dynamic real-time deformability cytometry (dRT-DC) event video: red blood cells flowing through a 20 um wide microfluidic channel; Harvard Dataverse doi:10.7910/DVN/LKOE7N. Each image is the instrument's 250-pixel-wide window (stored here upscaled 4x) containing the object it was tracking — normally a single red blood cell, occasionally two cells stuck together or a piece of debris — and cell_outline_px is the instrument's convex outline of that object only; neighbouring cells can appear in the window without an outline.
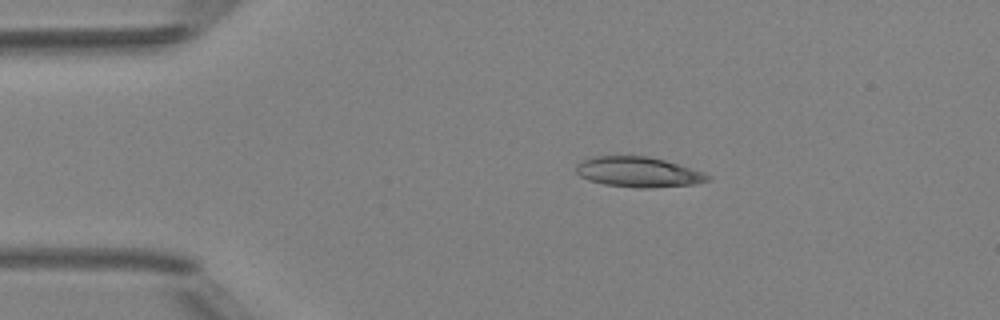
{"species": "Egyptian fruit bat (a non-hibernating species)", "species_latin": "Rousettus aegyptiacus", "temperature_condition": "room temperature", "stored_images_in_passage": 4, "camera_frame_rate_fps": 3000, "um_per_image_px": 0.085, "animal": {"sex": "female"}, "frame": {"image": 1, "passage_image": 2, "time_ms": 1.0, "image_size_px": [1000, 320], "cell_outline_px": [[712, 180], [696, 184], [652, 188], [636, 188], [604, 184], [588, 180], [580, 176], [576, 172], [576, 164], [580, 160], [592, 156], [648, 156], [664, 160], [704, 172], [712, 176]], "centroid_in_image_um": [54.26, 14.63], "position_along_channel_um": 30.7, "area_um2": 23.47}}
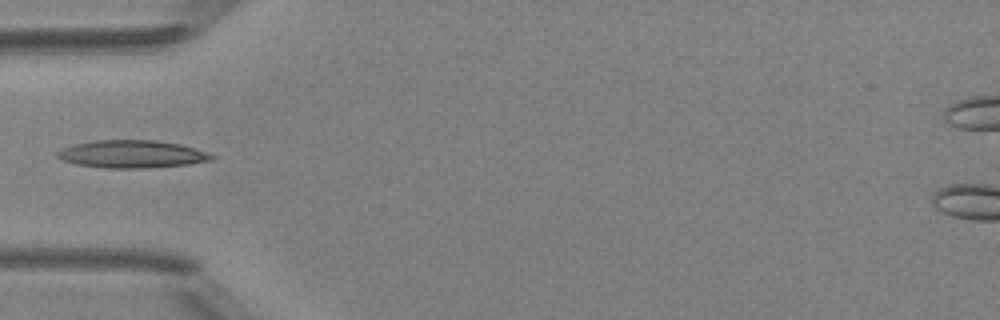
{"frame": {"image": 2, "passage_image": 4, "time_ms": 3.333, "image_size_px": [1000, 320], "cell_outline_px": [[216, 156], [212, 160], [188, 164], [144, 168], [104, 168], [76, 164], [60, 160], [56, 156], [56, 152], [64, 148], [76, 144], [96, 140], [156, 140], [180, 144]], "centroid_in_image_um": [11.17, 13.1], "position_along_channel_um": 73.8, "area_um2": 24.68}}